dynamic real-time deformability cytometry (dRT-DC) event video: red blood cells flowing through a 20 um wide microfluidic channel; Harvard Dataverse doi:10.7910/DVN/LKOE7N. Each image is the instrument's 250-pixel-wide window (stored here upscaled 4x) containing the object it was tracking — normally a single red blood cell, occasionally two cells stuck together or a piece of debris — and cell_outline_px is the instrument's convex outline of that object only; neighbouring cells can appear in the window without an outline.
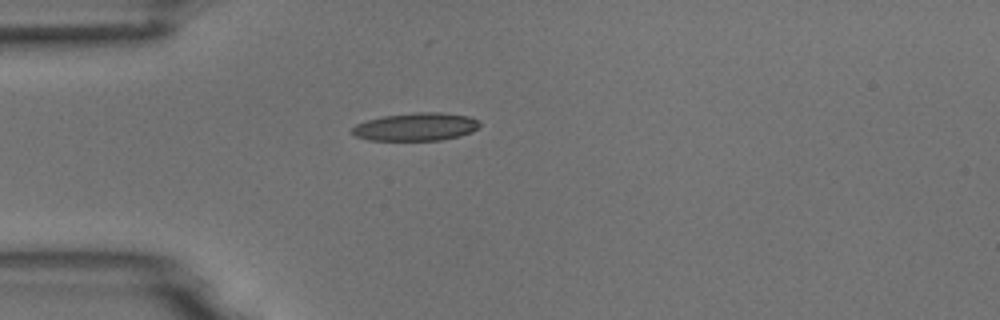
{"species": "common noctule bat (a hibernating species)", "species_latin": "Nyctalus noctula", "temperature_condition": "room temperature", "stored_images_in_passage": 40, "camera_frame_rate_fps": 3000, "um_per_image_px": 0.085, "animal": {"sex": "male", "body_mass_g": 18.8}, "frame": {"image": 1, "passage_image": 1, "time_ms": 0.0, "image_size_px": [1000, 320], "cell_outline_px": [[480, 124], [472, 132], [460, 136], [440, 140], [368, 140], [356, 136], [352, 132], [352, 128], [356, 124], [368, 120], [384, 116], [416, 112], [440, 112], [468, 116], [480, 120]], "centroid_in_image_um": [35.38, 10.78], "position_along_channel_um": 49.6, "area_um2": 20.69}}
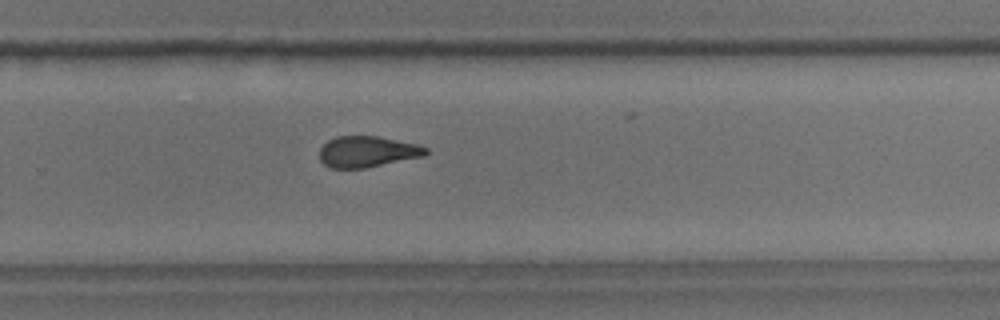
{"frame": {"image": 2, "passage_image": 22, "time_ms": 7.0, "image_size_px": [1000, 320], "cell_outline_px": [[428, 152], [424, 156], [364, 168], [332, 168], [324, 164], [320, 160], [320, 148], [328, 140], [336, 136], [380, 136], [416, 144], [428, 148]], "centroid_in_image_um": [31.22, 12.88], "position_along_channel_um": 298.6, "area_um2": 19.19}}
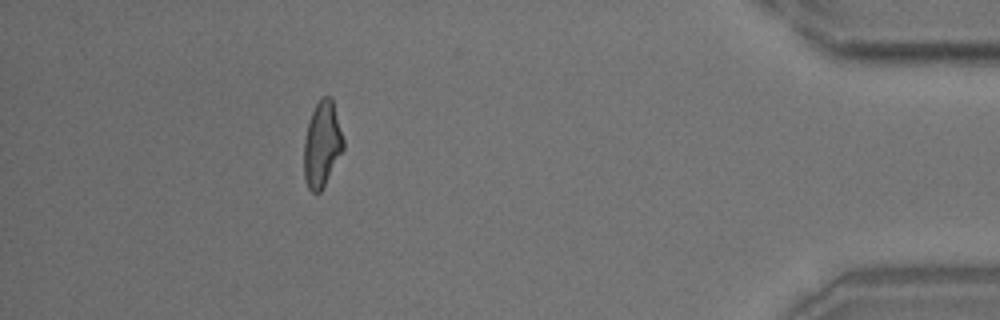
{"frame": {"image": 3, "passage_image": 35, "time_ms": 11.333, "image_size_px": [1000, 320], "cell_outline_px": [[344, 148], [320, 192], [312, 192], [308, 188], [304, 176], [304, 140], [308, 124], [312, 112], [316, 104], [324, 96], [332, 96], [344, 140]], "centroid_in_image_um": [27.38, 12.24], "position_along_channel_um": 407.8, "area_um2": 19.42}, "authors_computed_cell_mechanics": {"area_um2": 20.0855, "velocity_mm_per_s": 3.721, "shape_relaxation_time_tau1_ms": 8.8599, "shape_relaxation_time_tau2_ms": 2.0548, "deformation_change_tau1": 0.2448, "deformation_change_tau2": 0.1072}}